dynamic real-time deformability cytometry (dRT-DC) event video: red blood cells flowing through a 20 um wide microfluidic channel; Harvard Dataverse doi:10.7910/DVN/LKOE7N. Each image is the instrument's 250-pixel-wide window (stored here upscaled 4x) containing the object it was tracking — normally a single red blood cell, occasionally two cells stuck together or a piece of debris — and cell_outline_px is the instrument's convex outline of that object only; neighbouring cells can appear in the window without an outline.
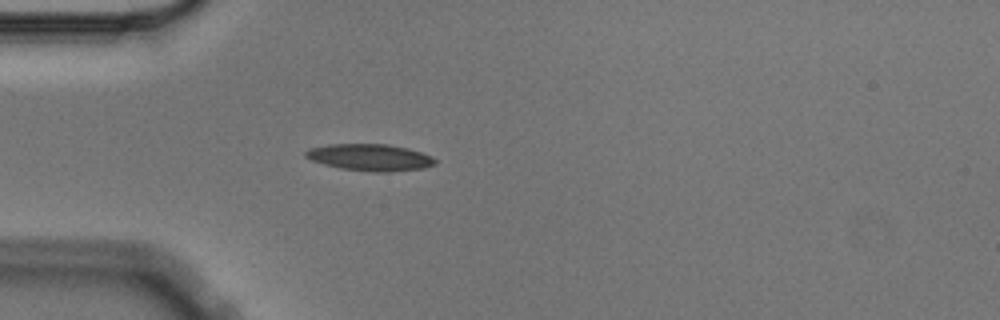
{"species": "Egyptian fruit bat (a non-hibernating species)", "species_latin": "Rousettus aegyptiacus", "temperature_condition": "cold", "stored_images_in_passage": 4, "camera_frame_rate_fps": 3000, "um_per_image_px": 0.085, "animal": {"sex": "male"}, "frame": {"image": 1, "passage_image": 4, "time_ms": 1.0, "image_size_px": [1000, 320], "cell_outline_px": [[436, 164], [424, 168], [388, 172], [376, 172], [340, 168], [324, 164], [312, 160], [304, 156], [304, 152], [308, 148], [328, 144], [388, 144], [408, 148], [432, 156], [436, 160]], "centroid_in_image_um": [31.44, 13.37], "position_along_channel_um": 53.6, "area_um2": 20.23}}